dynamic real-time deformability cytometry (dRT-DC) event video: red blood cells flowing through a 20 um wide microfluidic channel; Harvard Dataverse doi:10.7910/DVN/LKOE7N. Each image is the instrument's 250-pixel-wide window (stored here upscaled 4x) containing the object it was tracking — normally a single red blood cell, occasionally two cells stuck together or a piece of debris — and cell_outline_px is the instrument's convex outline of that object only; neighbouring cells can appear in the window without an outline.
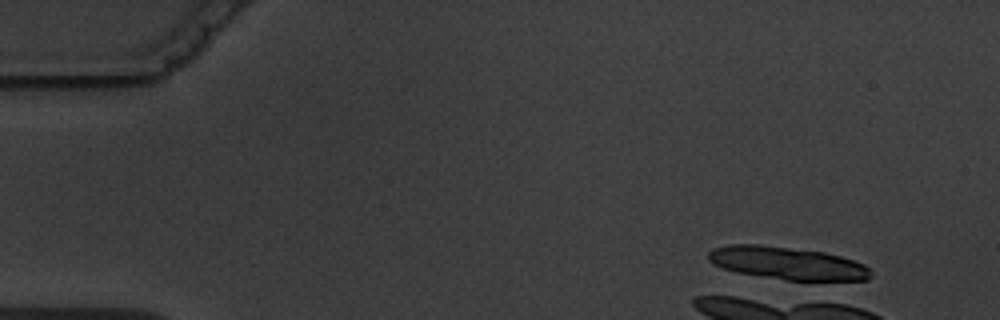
{"species": "common noctule bat (a hibernating species)", "species_latin": "Nyctalus noctula", "temperature_condition": "warm", "stored_images_in_passage": 1, "camera_frame_rate_fps": 3000, "um_per_image_px": 0.085, "animal": {"sex": "male", "body_mass_g": 19.5, "forearm_length_mm": 54.6}, "frame": {"image": 1, "passage_image": 1, "time_ms": 0.0, "image_size_px": [1000, 320], "cell_outline_px": [[872, 276], [868, 280], [784, 280], [736, 272], [724, 268], [708, 260], [708, 252], [712, 248], [728, 244], [760, 244], [824, 252], [840, 256], [864, 264], [868, 268]], "centroid_in_image_um": [66.9, 22.36], "position_along_channel_um": 18.1, "area_um2": 30.87}}